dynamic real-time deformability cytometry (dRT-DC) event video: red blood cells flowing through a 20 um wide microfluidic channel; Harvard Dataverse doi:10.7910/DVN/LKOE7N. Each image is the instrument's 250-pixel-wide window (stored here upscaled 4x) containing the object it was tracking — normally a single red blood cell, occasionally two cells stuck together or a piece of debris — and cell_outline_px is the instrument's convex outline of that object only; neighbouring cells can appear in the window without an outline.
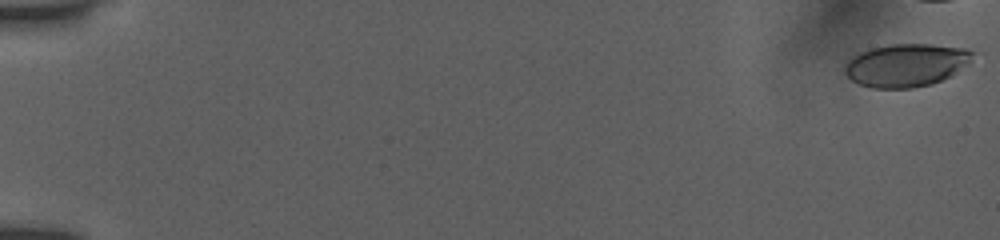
{"species": "human", "species_latin": "Homo sapiens", "temperature_condition": "room temperature", "stored_images_in_passage": 45, "camera_frame_rate_fps": 3000, "um_per_image_px": 0.085, "donor": {"sex": "female"}, "frame": {"image": 1, "passage_image": 1, "time_ms": 0.0, "image_size_px": [1000, 240], "cell_outline_px": [[972, 52], [968, 60], [952, 76], [932, 84], [912, 88], [872, 88], [860, 84], [852, 80], [844, 72], [844, 68], [848, 60], [852, 56], [860, 52], [872, 48], [892, 44], [928, 44], [964, 48]], "centroid_in_image_um": [76.96, 5.55], "position_along_channel_um": 8.0, "area_um2": 31.56}}
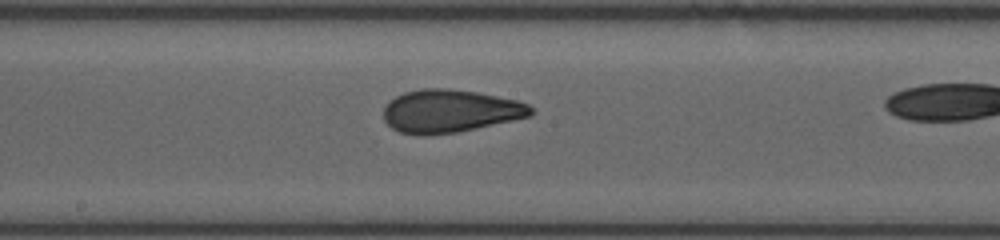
{"frame": {"image": 2, "passage_image": 31, "time_ms": 10.0, "image_size_px": [1000, 240], "cell_outline_px": [[536, 112], [532, 116], [456, 132], [424, 136], [400, 132], [392, 128], [384, 120], [384, 108], [388, 100], [404, 92], [420, 88], [448, 88], [476, 92], [516, 100], [528, 104]], "centroid_in_image_um": [38.24, 9.44], "position_along_channel_um": 210.0, "area_um2": 36.93}}
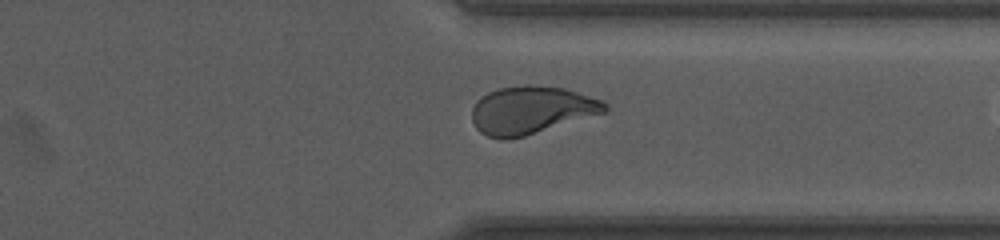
{"frame": {"image": 3, "passage_image": 43, "time_ms": 14.0, "image_size_px": [1000, 240], "cell_outline_px": [[608, 112], [524, 136], [504, 140], [488, 136], [480, 132], [476, 128], [472, 120], [472, 108], [476, 100], [480, 96], [488, 92], [500, 88], [528, 84], [564, 88], [604, 100], [608, 104]], "centroid_in_image_um": [45.18, 9.35], "position_along_channel_um": 366.2, "area_um2": 37.28}}